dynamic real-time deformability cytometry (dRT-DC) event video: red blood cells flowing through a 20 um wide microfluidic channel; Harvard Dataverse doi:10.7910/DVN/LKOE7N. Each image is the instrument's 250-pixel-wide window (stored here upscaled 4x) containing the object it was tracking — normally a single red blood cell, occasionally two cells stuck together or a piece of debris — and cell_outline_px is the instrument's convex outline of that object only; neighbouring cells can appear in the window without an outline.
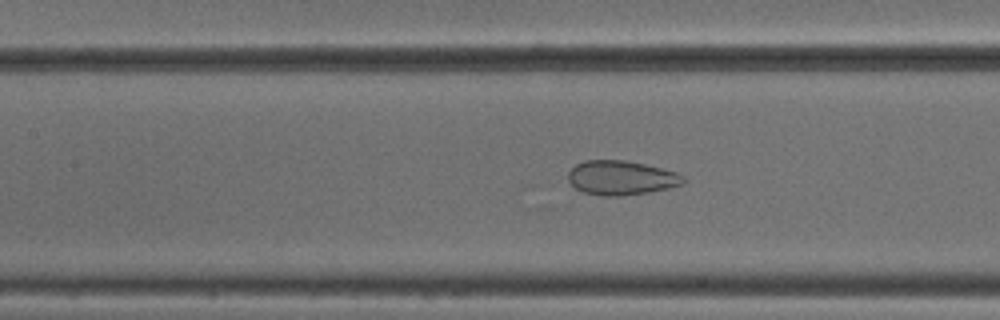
{"species": "common noctule bat (a hibernating species)", "species_latin": "Nyctalus noctula", "temperature_condition": "cold", "stored_images_in_passage": 40, "camera_frame_rate_fps": 3000, "um_per_image_px": 0.085, "animal": {"sex": "male", "body_mass_g": 18.8}, "frame": {"image": 1, "passage_image": 12, "time_ms": 3.667, "image_size_px": [1000, 320], "cell_outline_px": [[684, 184], [668, 188], [648, 192], [620, 196], [600, 196], [584, 192], [576, 188], [568, 180], [568, 172], [576, 164], [584, 160], [624, 160], [644, 164], [676, 172], [684, 176]], "centroid_in_image_um": [52.79, 15.11], "position_along_channel_um": 154.6, "area_um2": 22.95}}
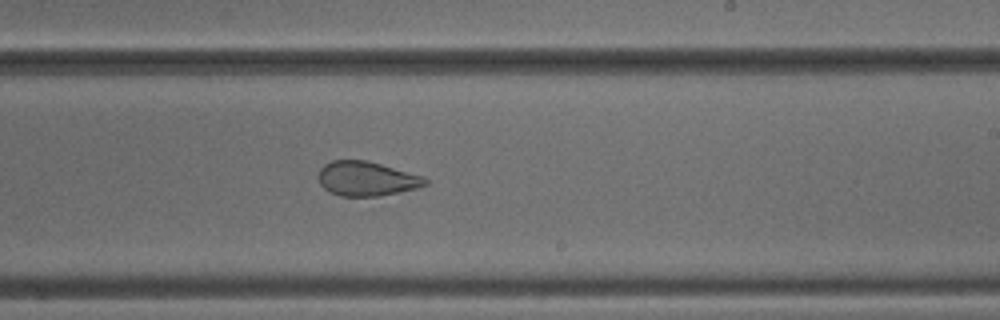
{"frame": {"image": 2, "passage_image": 20, "time_ms": 6.333, "image_size_px": [1000, 320], "cell_outline_px": [[428, 184], [416, 188], [400, 192], [380, 196], [340, 196], [324, 188], [320, 184], [320, 168], [324, 164], [332, 160], [364, 160], [380, 164], [424, 176], [428, 180]], "centroid_in_image_um": [31.18, 15.19], "position_along_channel_um": 257.8, "area_um2": 21.27}}
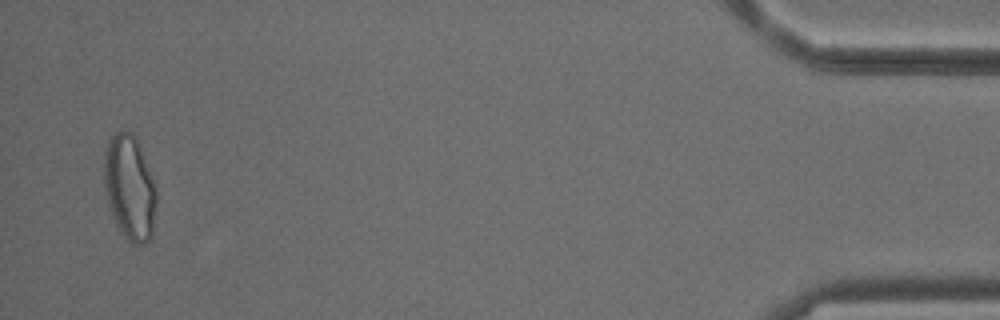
{"frame": {"image": 3, "passage_image": 39, "time_ms": 12.667, "image_size_px": [1000, 320], "cell_outline_px": [[156, 208], [152, 236], [144, 244], [132, 244], [120, 232], [112, 216], [108, 204], [104, 188], [104, 152], [112, 136], [120, 128], [132, 132], [136, 136], [140, 144], [156, 184]], "centroid_in_image_um": [11.03, 15.92], "position_along_channel_um": 424.2, "area_um2": 32.66}, "authors_computed_cell_mechanics": {"area_um2": 25.5476, "velocity_mm_per_s": 3.871, "shape_relaxation_time_tau1_ms": null, "shape_relaxation_time_tau2_ms": 1.5912, "deformation_change_tau1": null, "deformation_change_tau2": 0.0866}}